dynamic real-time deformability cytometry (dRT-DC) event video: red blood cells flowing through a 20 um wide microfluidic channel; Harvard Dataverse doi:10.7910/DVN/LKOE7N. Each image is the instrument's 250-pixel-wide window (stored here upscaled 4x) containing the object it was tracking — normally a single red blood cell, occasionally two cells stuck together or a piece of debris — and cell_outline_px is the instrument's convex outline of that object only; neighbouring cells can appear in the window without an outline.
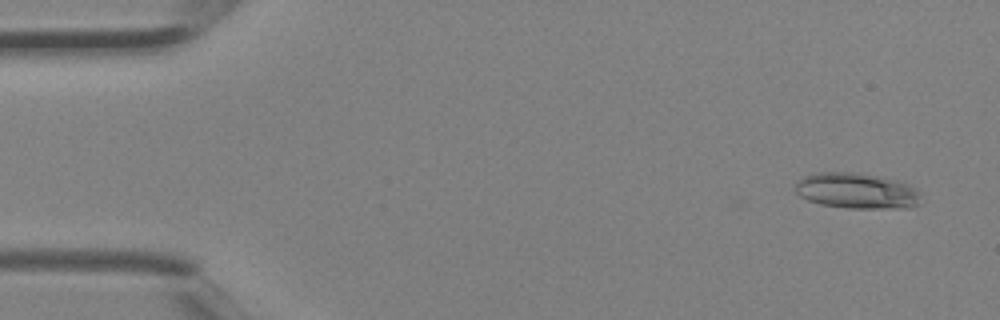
{"species": "Egyptian fruit bat (a non-hibernating species)", "species_latin": "Rousettus aegyptiacus", "temperature_condition": "room temperature", "stored_images_in_passage": 4, "camera_frame_rate_fps": 3000, "um_per_image_px": 0.085, "animal": {"sex": "female"}, "frame": {"image": 1, "passage_image": 1, "time_ms": 0.0, "image_size_px": [1000, 320], "cell_outline_px": [[920, 192], [916, 204], [912, 208], [848, 208], [820, 204], [808, 200], [800, 196], [796, 192], [796, 180], [804, 176], [816, 172], [856, 172], [876, 176], [892, 180], [916, 188]], "centroid_in_image_um": [72.76, 16.22], "position_along_channel_um": 12.2, "area_um2": 25.89}}